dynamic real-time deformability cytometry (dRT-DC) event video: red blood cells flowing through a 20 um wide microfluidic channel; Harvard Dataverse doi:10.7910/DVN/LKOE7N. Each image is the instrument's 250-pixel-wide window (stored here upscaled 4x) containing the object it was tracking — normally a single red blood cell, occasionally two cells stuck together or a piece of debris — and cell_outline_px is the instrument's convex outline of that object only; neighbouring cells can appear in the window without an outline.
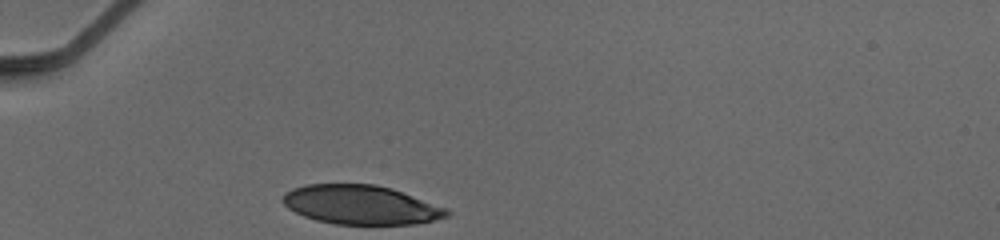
{"species": "human", "species_latin": "Homo sapiens", "temperature_condition": "cold", "stored_images_in_passage": 27, "camera_frame_rate_fps": 3000, "um_per_image_px": 0.085, "donor": {"sex": "male"}, "frame": {"image": 1, "passage_image": 1, "time_ms": 0.0, "image_size_px": [1000, 240], "cell_outline_px": [[452, 212], [448, 216], [432, 220], [412, 224], [336, 224], [316, 220], [304, 216], [288, 208], [280, 200], [292, 188], [304, 184], [376, 184], [392, 188], [448, 208]], "centroid_in_image_um": [30.68, 17.4], "position_along_channel_um": 54.3, "area_um2": 37.4}}
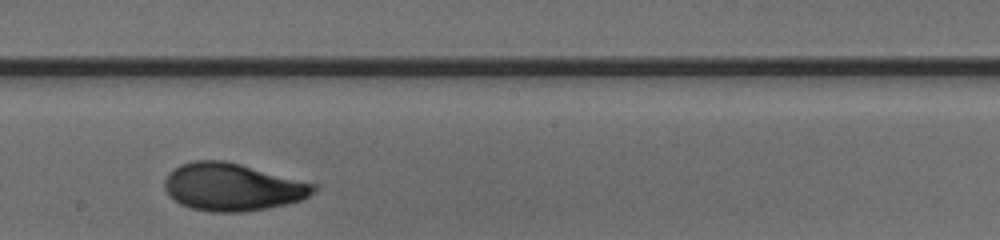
{"frame": {"image": 2, "passage_image": 16, "time_ms": 5.0, "image_size_px": [1000, 240], "cell_outline_px": [[316, 188], [308, 196], [300, 200], [284, 204], [264, 208], [240, 212], [212, 212], [192, 208], [180, 204], [164, 188], [164, 180], [168, 172], [172, 168], [180, 164], [192, 160], [224, 160], [240, 164], [316, 184]], "centroid_in_image_um": [19.7, 15.88], "position_along_channel_um": 228.5, "area_um2": 40.92}}
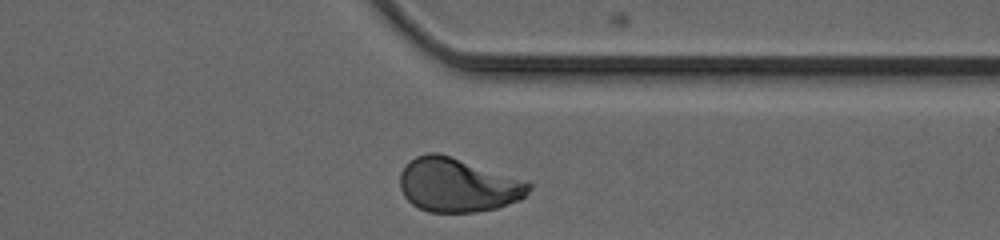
{"frame": {"image": 3, "passage_image": 27, "time_ms": 8.667, "image_size_px": [1000, 240], "cell_outline_px": [[532, 188], [520, 200], [496, 208], [476, 212], [428, 212], [412, 204], [404, 196], [400, 188], [400, 172], [416, 156], [428, 152], [436, 152], [452, 156], [532, 184]], "centroid_in_image_um": [38.88, 15.74], "position_along_channel_um": 372.5, "area_um2": 40.06}, "authors_computed_cell_mechanics": {"area_um2": 40.46, "velocity_mm_per_s": 3.9087, "shape_relaxation_time_tau1_ms": 4.8614, "shape_relaxation_time_tau2_ms": 0.8388, "deformation_change_tau1": 0.1799, "deformation_change_tau2": 0.0515}}